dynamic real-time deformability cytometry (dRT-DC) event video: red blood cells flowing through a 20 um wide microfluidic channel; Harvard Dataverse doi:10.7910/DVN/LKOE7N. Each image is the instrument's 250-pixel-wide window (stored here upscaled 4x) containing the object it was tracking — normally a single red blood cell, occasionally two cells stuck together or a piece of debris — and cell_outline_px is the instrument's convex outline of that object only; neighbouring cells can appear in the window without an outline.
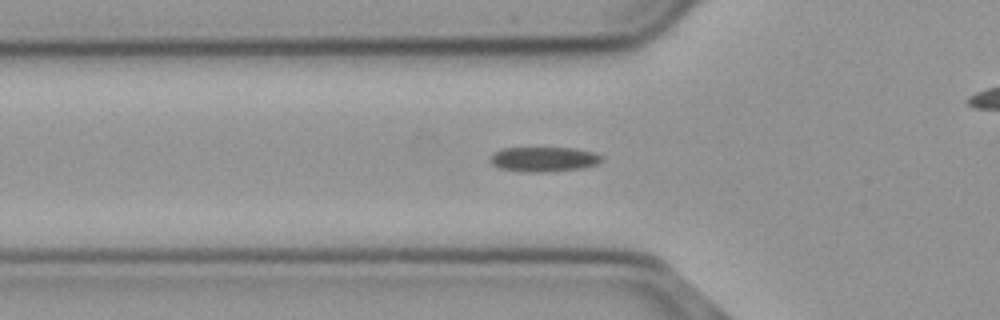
{"species": "common noctule bat (a hibernating species)", "species_latin": "Nyctalus noctula", "temperature_condition": "cold", "stored_images_in_passage": 56, "camera_frame_rate_fps": 3000, "um_per_image_px": 0.085, "animal": {"sex": "male", "body_mass_g": 23.1, "forearm_length_mm": 52.7}, "frame": {"image": 1, "passage_image": 18, "time_ms": 5.667, "image_size_px": [1000, 320], "cell_outline_px": [[604, 160], [596, 164], [584, 168], [552, 172], [524, 172], [500, 168], [492, 164], [492, 152], [500, 148], [572, 148], [592, 152], [604, 156]], "centroid_in_image_um": [46.25, 13.54], "position_along_channel_um": 79.5, "area_um2": 16.24}}
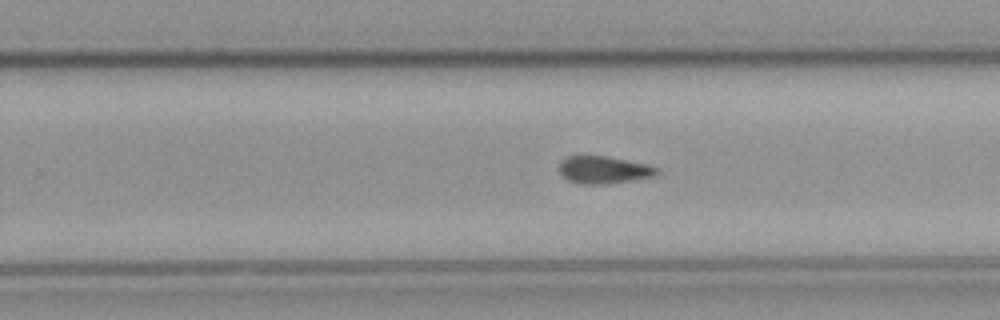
{"frame": {"image": 2, "passage_image": 34, "time_ms": 11.0, "image_size_px": [1000, 320], "cell_outline_px": [[660, 172], [656, 176], [632, 180], [604, 184], [576, 184], [568, 180], [560, 172], [560, 164], [568, 156], [604, 156], [648, 164], [656, 168]], "centroid_in_image_um": [51.34, 14.45], "position_along_channel_um": 278.5, "area_um2": 15.43}}
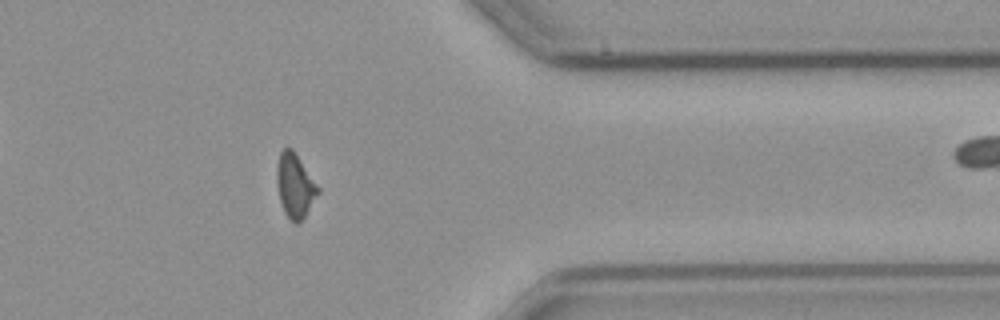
{"frame": {"image": 3, "passage_image": 44, "time_ms": 14.333, "image_size_px": [1000, 320], "cell_outline_px": [[320, 192], [304, 216], [296, 224], [284, 212], [280, 200], [276, 184], [276, 168], [280, 152], [284, 148], [292, 148], [320, 188]], "centroid_in_image_um": [25.06, 15.75], "position_along_channel_um": 386.3, "area_um2": 15.2}, "authors_computed_cell_mechanics": {"area_um2": 15.5771, "velocity_mm_per_s": 3.7105, "shape_relaxation_time_tau1_ms": 11.0402, "shape_relaxation_time_tau2_ms": 9.7536, "deformation_change_tau1": 0.1763, "deformation_change_tau2": 0.1774}}